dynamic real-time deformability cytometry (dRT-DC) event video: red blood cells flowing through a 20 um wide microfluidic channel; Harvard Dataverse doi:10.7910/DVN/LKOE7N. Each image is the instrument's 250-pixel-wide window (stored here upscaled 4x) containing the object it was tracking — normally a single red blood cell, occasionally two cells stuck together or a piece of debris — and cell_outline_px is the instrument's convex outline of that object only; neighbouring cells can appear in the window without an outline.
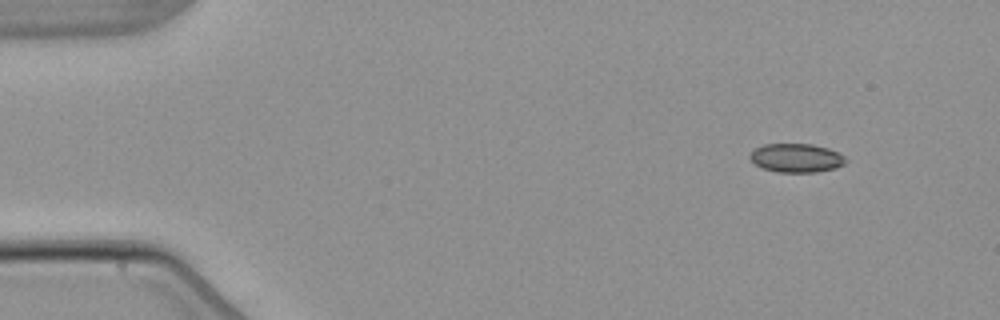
{"species": "common noctule bat (a hibernating species)", "species_latin": "Nyctalus noctula", "temperature_condition": "warm", "stored_images_in_passage": 5, "segment_of_instrument_passage": [1, 2], "camera_frame_rate_fps": 3000, "um_per_image_px": 0.085, "animal": {"sex": "male", "body_mass_g": 21.5, "forearm_length_mm": 52.0}, "frame": {"image": 1, "passage_image": 1, "time_ms": 0.0, "image_size_px": [1000, 320], "cell_outline_px": [[848, 160], [844, 164], [836, 168], [816, 172], [776, 172], [764, 168], [756, 164], [748, 156], [756, 148], [764, 144], [812, 144], [828, 148], [840, 152]], "centroid_in_image_um": [67.74, 13.42], "position_along_channel_um": 17.3, "area_um2": 16.07}}
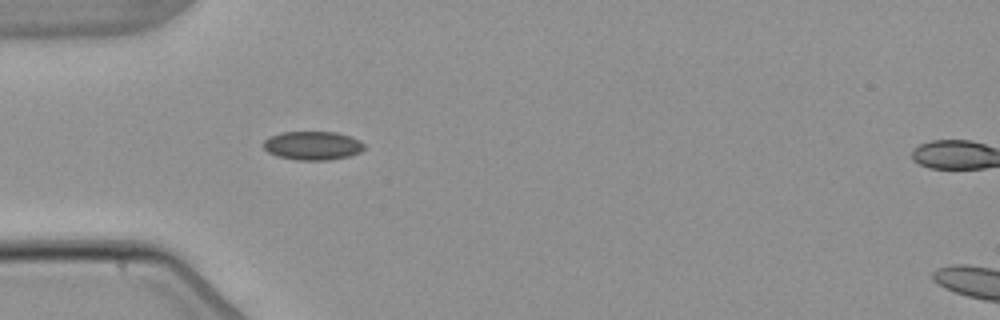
{"frame": {"image": 2, "passage_image": 4, "time_ms": 3.667, "image_size_px": [1000, 320], "cell_outline_px": [[364, 148], [360, 152], [348, 156], [328, 160], [296, 160], [276, 156], [268, 152], [260, 144], [268, 136], [280, 132], [336, 132], [360, 140], [364, 144]], "centroid_in_image_um": [26.51, 12.37], "position_along_channel_um": 58.5, "area_um2": 16.99}}